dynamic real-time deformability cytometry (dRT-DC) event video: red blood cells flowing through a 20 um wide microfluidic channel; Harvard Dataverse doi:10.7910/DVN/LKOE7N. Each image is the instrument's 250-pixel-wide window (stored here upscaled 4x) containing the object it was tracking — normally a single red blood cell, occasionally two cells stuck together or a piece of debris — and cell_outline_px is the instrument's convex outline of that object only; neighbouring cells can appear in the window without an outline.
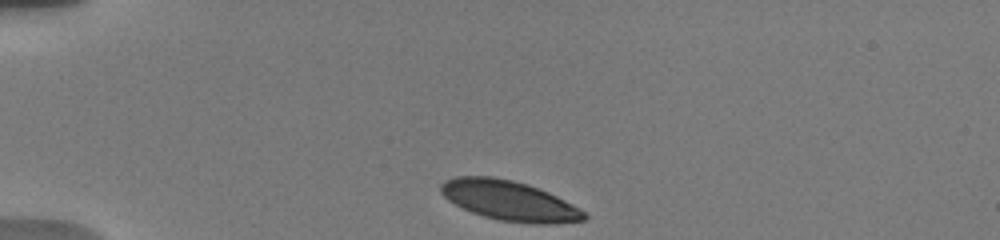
{"species": "human", "species_latin": "Homo sapiens", "temperature_condition": "warm", "stored_images_in_passage": 30, "camera_frame_rate_fps": 3000, "um_per_image_px": 0.085, "donor": {"sex": "male"}, "frame": {"image": 1, "passage_image": 1, "time_ms": 0.0, "image_size_px": [1000, 240], "cell_outline_px": [[588, 216], [584, 220], [552, 224], [532, 224], [500, 220], [484, 216], [472, 212], [448, 200], [440, 192], [440, 184], [444, 180], [456, 176], [492, 176], [512, 180], [528, 184], [548, 192], [580, 208]], "centroid_in_image_um": [43.28, 17.05], "position_along_channel_um": 41.7, "area_um2": 33.23}}
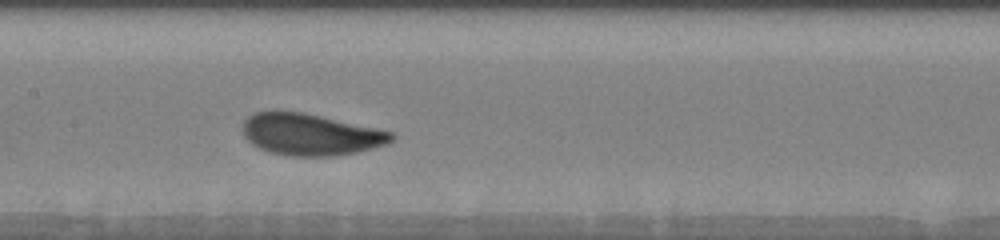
{"frame": {"image": 2, "passage_image": 13, "time_ms": 5.0, "image_size_px": [1000, 240], "cell_outline_px": [[396, 136], [388, 144], [356, 152], [336, 156], [288, 156], [268, 152], [252, 144], [244, 136], [244, 120], [248, 116], [256, 112], [272, 108], [276, 108], [304, 112], [396, 132]], "centroid_in_image_um": [26.39, 11.4], "position_along_channel_um": 181.0, "area_um2": 36.93}}
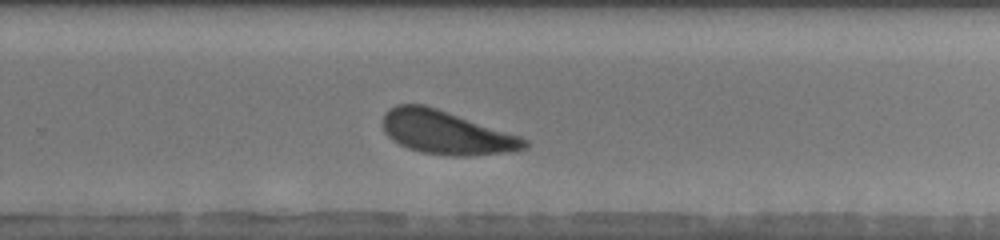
{"frame": {"image": 3, "passage_image": 21, "time_ms": 8.0, "image_size_px": [1000, 240], "cell_outline_px": [[528, 148], [516, 152], [468, 156], [448, 156], [420, 152], [408, 148], [392, 140], [384, 132], [384, 112], [388, 108], [396, 104], [424, 104], [520, 136], [528, 140]], "centroid_in_image_um": [37.95, 11.28], "position_along_channel_um": 291.8, "area_um2": 36.07}, "authors_computed_cell_mechanics": {"area_um2": 36.0672, "velocity_mm_per_s": 3.7102, "shape_relaxation_time_tau1_ms": 1.6325, "shape_relaxation_time_tau2_ms": null, "deformation_change_tau1": 0.1222, "deformation_change_tau2": null}}